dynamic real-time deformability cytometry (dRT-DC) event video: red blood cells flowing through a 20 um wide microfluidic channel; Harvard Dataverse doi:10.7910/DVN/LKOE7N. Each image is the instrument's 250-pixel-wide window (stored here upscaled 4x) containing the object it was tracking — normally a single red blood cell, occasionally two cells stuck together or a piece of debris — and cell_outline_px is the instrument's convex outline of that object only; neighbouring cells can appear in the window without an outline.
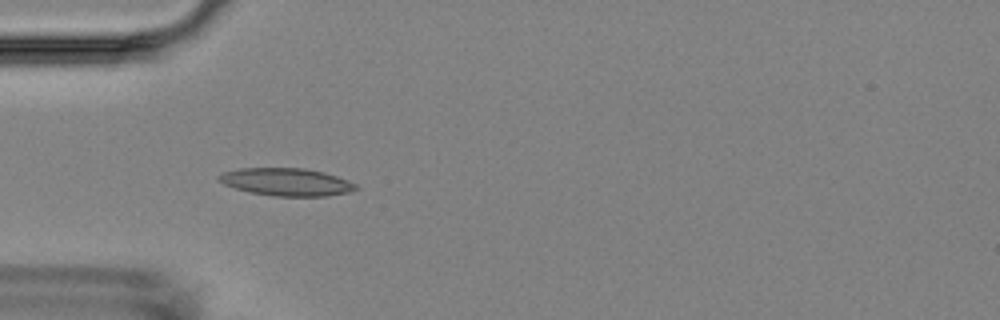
{"species": "Egyptian fruit bat (a non-hibernating species)", "species_latin": "Rousettus aegyptiacus", "temperature_condition": "room temperature", "stored_images_in_passage": 4, "camera_frame_rate_fps": 3000, "um_per_image_px": 0.085, "animal": {"sex": "female"}, "frame": {"image": 1, "passage_image": 4, "time_ms": 3.667, "image_size_px": [1000, 320], "cell_outline_px": [[360, 188], [348, 192], [328, 196], [276, 196], [252, 192], [236, 188], [224, 184], [216, 176], [220, 172], [240, 168], [304, 168], [324, 172], [348, 180], [356, 184]], "centroid_in_image_um": [24.36, 15.46], "position_along_channel_um": 60.6, "area_um2": 22.02}}